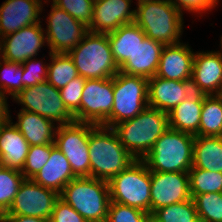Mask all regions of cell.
<instances>
[{"label":"cell","instance_id":"cell-5","mask_svg":"<svg viewBox=\"0 0 222 222\" xmlns=\"http://www.w3.org/2000/svg\"><path fill=\"white\" fill-rule=\"evenodd\" d=\"M59 198L75 209L87 222H106L110 203L108 182L92 177L72 179Z\"/></svg>","mask_w":222,"mask_h":222},{"label":"cell","instance_id":"cell-34","mask_svg":"<svg viewBox=\"0 0 222 222\" xmlns=\"http://www.w3.org/2000/svg\"><path fill=\"white\" fill-rule=\"evenodd\" d=\"M22 77L23 67L21 63L7 61L0 57V91L5 94L8 93L14 98L24 89Z\"/></svg>","mask_w":222,"mask_h":222},{"label":"cell","instance_id":"cell-29","mask_svg":"<svg viewBox=\"0 0 222 222\" xmlns=\"http://www.w3.org/2000/svg\"><path fill=\"white\" fill-rule=\"evenodd\" d=\"M49 56L52 62L48 64L47 81L55 88L60 90L79 76L74 61L68 53L49 52Z\"/></svg>","mask_w":222,"mask_h":222},{"label":"cell","instance_id":"cell-41","mask_svg":"<svg viewBox=\"0 0 222 222\" xmlns=\"http://www.w3.org/2000/svg\"><path fill=\"white\" fill-rule=\"evenodd\" d=\"M181 13L182 10L190 13L202 14L205 11H211L218 4V0H168Z\"/></svg>","mask_w":222,"mask_h":222},{"label":"cell","instance_id":"cell-12","mask_svg":"<svg viewBox=\"0 0 222 222\" xmlns=\"http://www.w3.org/2000/svg\"><path fill=\"white\" fill-rule=\"evenodd\" d=\"M48 16L44 31L51 53H69L88 32L87 26L53 3Z\"/></svg>","mask_w":222,"mask_h":222},{"label":"cell","instance_id":"cell-35","mask_svg":"<svg viewBox=\"0 0 222 222\" xmlns=\"http://www.w3.org/2000/svg\"><path fill=\"white\" fill-rule=\"evenodd\" d=\"M53 4L66 11L88 28L93 19L94 0H52Z\"/></svg>","mask_w":222,"mask_h":222},{"label":"cell","instance_id":"cell-33","mask_svg":"<svg viewBox=\"0 0 222 222\" xmlns=\"http://www.w3.org/2000/svg\"><path fill=\"white\" fill-rule=\"evenodd\" d=\"M193 200L200 222H222V192L203 193Z\"/></svg>","mask_w":222,"mask_h":222},{"label":"cell","instance_id":"cell-16","mask_svg":"<svg viewBox=\"0 0 222 222\" xmlns=\"http://www.w3.org/2000/svg\"><path fill=\"white\" fill-rule=\"evenodd\" d=\"M191 82L195 93L219 95L222 90V52L195 53Z\"/></svg>","mask_w":222,"mask_h":222},{"label":"cell","instance_id":"cell-17","mask_svg":"<svg viewBox=\"0 0 222 222\" xmlns=\"http://www.w3.org/2000/svg\"><path fill=\"white\" fill-rule=\"evenodd\" d=\"M132 0H94L93 19L88 31L109 33L120 26L134 23L135 9Z\"/></svg>","mask_w":222,"mask_h":222},{"label":"cell","instance_id":"cell-21","mask_svg":"<svg viewBox=\"0 0 222 222\" xmlns=\"http://www.w3.org/2000/svg\"><path fill=\"white\" fill-rule=\"evenodd\" d=\"M164 46L146 37L143 42H139L132 56L119 68V71L147 79L152 78L157 73Z\"/></svg>","mask_w":222,"mask_h":222},{"label":"cell","instance_id":"cell-18","mask_svg":"<svg viewBox=\"0 0 222 222\" xmlns=\"http://www.w3.org/2000/svg\"><path fill=\"white\" fill-rule=\"evenodd\" d=\"M42 10V0H6L0 6V38L23 27L41 23L38 17Z\"/></svg>","mask_w":222,"mask_h":222},{"label":"cell","instance_id":"cell-22","mask_svg":"<svg viewBox=\"0 0 222 222\" xmlns=\"http://www.w3.org/2000/svg\"><path fill=\"white\" fill-rule=\"evenodd\" d=\"M29 147L12 120L0 124V162L5 167L22 171Z\"/></svg>","mask_w":222,"mask_h":222},{"label":"cell","instance_id":"cell-19","mask_svg":"<svg viewBox=\"0 0 222 222\" xmlns=\"http://www.w3.org/2000/svg\"><path fill=\"white\" fill-rule=\"evenodd\" d=\"M193 93L191 81L167 80L157 76L148 79V106L166 113Z\"/></svg>","mask_w":222,"mask_h":222},{"label":"cell","instance_id":"cell-43","mask_svg":"<svg viewBox=\"0 0 222 222\" xmlns=\"http://www.w3.org/2000/svg\"><path fill=\"white\" fill-rule=\"evenodd\" d=\"M4 92L0 91V124L6 123L11 120L10 111L8 110L7 96Z\"/></svg>","mask_w":222,"mask_h":222},{"label":"cell","instance_id":"cell-46","mask_svg":"<svg viewBox=\"0 0 222 222\" xmlns=\"http://www.w3.org/2000/svg\"><path fill=\"white\" fill-rule=\"evenodd\" d=\"M138 2H137V4H139V3H142V2H145V1H148V0H137Z\"/></svg>","mask_w":222,"mask_h":222},{"label":"cell","instance_id":"cell-7","mask_svg":"<svg viewBox=\"0 0 222 222\" xmlns=\"http://www.w3.org/2000/svg\"><path fill=\"white\" fill-rule=\"evenodd\" d=\"M110 201L150 213L151 171L143 160H135L108 181Z\"/></svg>","mask_w":222,"mask_h":222},{"label":"cell","instance_id":"cell-45","mask_svg":"<svg viewBox=\"0 0 222 222\" xmlns=\"http://www.w3.org/2000/svg\"><path fill=\"white\" fill-rule=\"evenodd\" d=\"M5 168V166L0 162V171H2Z\"/></svg>","mask_w":222,"mask_h":222},{"label":"cell","instance_id":"cell-1","mask_svg":"<svg viewBox=\"0 0 222 222\" xmlns=\"http://www.w3.org/2000/svg\"><path fill=\"white\" fill-rule=\"evenodd\" d=\"M88 146L92 178L108 182L136 160L109 127L97 125L89 133Z\"/></svg>","mask_w":222,"mask_h":222},{"label":"cell","instance_id":"cell-42","mask_svg":"<svg viewBox=\"0 0 222 222\" xmlns=\"http://www.w3.org/2000/svg\"><path fill=\"white\" fill-rule=\"evenodd\" d=\"M0 219L4 222H49L47 219L21 215H2Z\"/></svg>","mask_w":222,"mask_h":222},{"label":"cell","instance_id":"cell-27","mask_svg":"<svg viewBox=\"0 0 222 222\" xmlns=\"http://www.w3.org/2000/svg\"><path fill=\"white\" fill-rule=\"evenodd\" d=\"M192 168L222 172V136H195Z\"/></svg>","mask_w":222,"mask_h":222},{"label":"cell","instance_id":"cell-36","mask_svg":"<svg viewBox=\"0 0 222 222\" xmlns=\"http://www.w3.org/2000/svg\"><path fill=\"white\" fill-rule=\"evenodd\" d=\"M51 144L30 146L24 167L21 171L25 179H32L48 162Z\"/></svg>","mask_w":222,"mask_h":222},{"label":"cell","instance_id":"cell-9","mask_svg":"<svg viewBox=\"0 0 222 222\" xmlns=\"http://www.w3.org/2000/svg\"><path fill=\"white\" fill-rule=\"evenodd\" d=\"M97 125L73 121L57 126L55 146L65 155L76 178L90 177L89 133Z\"/></svg>","mask_w":222,"mask_h":222},{"label":"cell","instance_id":"cell-6","mask_svg":"<svg viewBox=\"0 0 222 222\" xmlns=\"http://www.w3.org/2000/svg\"><path fill=\"white\" fill-rule=\"evenodd\" d=\"M68 55L73 59L78 74L85 79H106L119 72L107 33L88 31Z\"/></svg>","mask_w":222,"mask_h":222},{"label":"cell","instance_id":"cell-30","mask_svg":"<svg viewBox=\"0 0 222 222\" xmlns=\"http://www.w3.org/2000/svg\"><path fill=\"white\" fill-rule=\"evenodd\" d=\"M188 174L191 198L203 193L222 192V172L191 168Z\"/></svg>","mask_w":222,"mask_h":222},{"label":"cell","instance_id":"cell-20","mask_svg":"<svg viewBox=\"0 0 222 222\" xmlns=\"http://www.w3.org/2000/svg\"><path fill=\"white\" fill-rule=\"evenodd\" d=\"M195 53L184 43L165 45L155 76L167 80L191 81Z\"/></svg>","mask_w":222,"mask_h":222},{"label":"cell","instance_id":"cell-40","mask_svg":"<svg viewBox=\"0 0 222 222\" xmlns=\"http://www.w3.org/2000/svg\"><path fill=\"white\" fill-rule=\"evenodd\" d=\"M49 222H87L75 209L62 199L54 205Z\"/></svg>","mask_w":222,"mask_h":222},{"label":"cell","instance_id":"cell-10","mask_svg":"<svg viewBox=\"0 0 222 222\" xmlns=\"http://www.w3.org/2000/svg\"><path fill=\"white\" fill-rule=\"evenodd\" d=\"M113 103V77L86 79L80 109L73 115L74 120L111 128Z\"/></svg>","mask_w":222,"mask_h":222},{"label":"cell","instance_id":"cell-15","mask_svg":"<svg viewBox=\"0 0 222 222\" xmlns=\"http://www.w3.org/2000/svg\"><path fill=\"white\" fill-rule=\"evenodd\" d=\"M45 31L36 23L0 38V56L4 60L23 63L37 56L46 41Z\"/></svg>","mask_w":222,"mask_h":222},{"label":"cell","instance_id":"cell-39","mask_svg":"<svg viewBox=\"0 0 222 222\" xmlns=\"http://www.w3.org/2000/svg\"><path fill=\"white\" fill-rule=\"evenodd\" d=\"M36 61L35 58H31L21 64L23 67L22 84L24 88L35 86L47 80L48 64L45 65L40 60Z\"/></svg>","mask_w":222,"mask_h":222},{"label":"cell","instance_id":"cell-3","mask_svg":"<svg viewBox=\"0 0 222 222\" xmlns=\"http://www.w3.org/2000/svg\"><path fill=\"white\" fill-rule=\"evenodd\" d=\"M136 5L134 22L146 37L164 45L180 43L183 13L168 0H148Z\"/></svg>","mask_w":222,"mask_h":222},{"label":"cell","instance_id":"cell-28","mask_svg":"<svg viewBox=\"0 0 222 222\" xmlns=\"http://www.w3.org/2000/svg\"><path fill=\"white\" fill-rule=\"evenodd\" d=\"M199 136H222V98L203 94Z\"/></svg>","mask_w":222,"mask_h":222},{"label":"cell","instance_id":"cell-44","mask_svg":"<svg viewBox=\"0 0 222 222\" xmlns=\"http://www.w3.org/2000/svg\"><path fill=\"white\" fill-rule=\"evenodd\" d=\"M147 222H158L157 220H155L152 216L147 220Z\"/></svg>","mask_w":222,"mask_h":222},{"label":"cell","instance_id":"cell-2","mask_svg":"<svg viewBox=\"0 0 222 222\" xmlns=\"http://www.w3.org/2000/svg\"><path fill=\"white\" fill-rule=\"evenodd\" d=\"M168 128V113L149 106L134 118L112 127L120 143L136 160H142Z\"/></svg>","mask_w":222,"mask_h":222},{"label":"cell","instance_id":"cell-8","mask_svg":"<svg viewBox=\"0 0 222 222\" xmlns=\"http://www.w3.org/2000/svg\"><path fill=\"white\" fill-rule=\"evenodd\" d=\"M111 128L139 115L148 107V79L118 72L113 76Z\"/></svg>","mask_w":222,"mask_h":222},{"label":"cell","instance_id":"cell-13","mask_svg":"<svg viewBox=\"0 0 222 222\" xmlns=\"http://www.w3.org/2000/svg\"><path fill=\"white\" fill-rule=\"evenodd\" d=\"M59 194L37 184L33 179L21 182L9 210L3 215H21L50 220Z\"/></svg>","mask_w":222,"mask_h":222},{"label":"cell","instance_id":"cell-23","mask_svg":"<svg viewBox=\"0 0 222 222\" xmlns=\"http://www.w3.org/2000/svg\"><path fill=\"white\" fill-rule=\"evenodd\" d=\"M75 178L69 161L55 143H52L48 162L32 179L37 184L60 194L63 188Z\"/></svg>","mask_w":222,"mask_h":222},{"label":"cell","instance_id":"cell-4","mask_svg":"<svg viewBox=\"0 0 222 222\" xmlns=\"http://www.w3.org/2000/svg\"><path fill=\"white\" fill-rule=\"evenodd\" d=\"M195 136L168 128L142 159L150 171L187 172L193 164Z\"/></svg>","mask_w":222,"mask_h":222},{"label":"cell","instance_id":"cell-11","mask_svg":"<svg viewBox=\"0 0 222 222\" xmlns=\"http://www.w3.org/2000/svg\"><path fill=\"white\" fill-rule=\"evenodd\" d=\"M13 99L23 106L21 110L39 114L52 122H56L58 126L75 121L61 99L60 90L47 80L35 86L24 88Z\"/></svg>","mask_w":222,"mask_h":222},{"label":"cell","instance_id":"cell-25","mask_svg":"<svg viewBox=\"0 0 222 222\" xmlns=\"http://www.w3.org/2000/svg\"><path fill=\"white\" fill-rule=\"evenodd\" d=\"M203 94L193 93L168 113L169 128L199 136Z\"/></svg>","mask_w":222,"mask_h":222},{"label":"cell","instance_id":"cell-26","mask_svg":"<svg viewBox=\"0 0 222 222\" xmlns=\"http://www.w3.org/2000/svg\"><path fill=\"white\" fill-rule=\"evenodd\" d=\"M107 36L114 61L119 68L132 56L139 42L146 38L143 30L135 22L122 25L107 33Z\"/></svg>","mask_w":222,"mask_h":222},{"label":"cell","instance_id":"cell-24","mask_svg":"<svg viewBox=\"0 0 222 222\" xmlns=\"http://www.w3.org/2000/svg\"><path fill=\"white\" fill-rule=\"evenodd\" d=\"M18 121L13 125L21 132L30 146L52 144L57 126L51 120L30 111L20 110Z\"/></svg>","mask_w":222,"mask_h":222},{"label":"cell","instance_id":"cell-38","mask_svg":"<svg viewBox=\"0 0 222 222\" xmlns=\"http://www.w3.org/2000/svg\"><path fill=\"white\" fill-rule=\"evenodd\" d=\"M86 79L77 76L66 86L60 89L61 99L67 110L74 115L80 109L83 87Z\"/></svg>","mask_w":222,"mask_h":222},{"label":"cell","instance_id":"cell-32","mask_svg":"<svg viewBox=\"0 0 222 222\" xmlns=\"http://www.w3.org/2000/svg\"><path fill=\"white\" fill-rule=\"evenodd\" d=\"M23 180L19 170L5 167L0 171V217L9 210Z\"/></svg>","mask_w":222,"mask_h":222},{"label":"cell","instance_id":"cell-14","mask_svg":"<svg viewBox=\"0 0 222 222\" xmlns=\"http://www.w3.org/2000/svg\"><path fill=\"white\" fill-rule=\"evenodd\" d=\"M150 214L157 209L191 199L187 172L151 171Z\"/></svg>","mask_w":222,"mask_h":222},{"label":"cell","instance_id":"cell-31","mask_svg":"<svg viewBox=\"0 0 222 222\" xmlns=\"http://www.w3.org/2000/svg\"><path fill=\"white\" fill-rule=\"evenodd\" d=\"M152 217L158 222H200L193 198L159 208Z\"/></svg>","mask_w":222,"mask_h":222},{"label":"cell","instance_id":"cell-37","mask_svg":"<svg viewBox=\"0 0 222 222\" xmlns=\"http://www.w3.org/2000/svg\"><path fill=\"white\" fill-rule=\"evenodd\" d=\"M151 216L137 208L110 201L106 222H147Z\"/></svg>","mask_w":222,"mask_h":222}]
</instances>
